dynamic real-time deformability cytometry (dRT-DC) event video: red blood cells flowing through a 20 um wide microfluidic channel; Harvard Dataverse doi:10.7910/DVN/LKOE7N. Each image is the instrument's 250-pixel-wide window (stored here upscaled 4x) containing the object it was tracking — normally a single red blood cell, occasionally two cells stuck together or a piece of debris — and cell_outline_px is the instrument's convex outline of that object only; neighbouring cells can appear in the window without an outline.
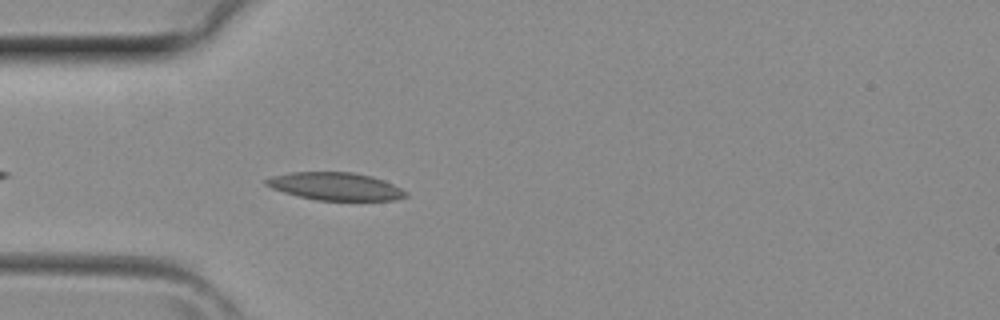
{"species": "common noctule bat (a hibernating species)", "species_latin": "Nyctalus noctula", "temperature_condition": "room temperature", "stored_images_in_passage": 2, "camera_frame_rate_fps": 3000, "um_per_image_px": 0.085, "animal": {"sex": "female", "body_mass_g": 29.2, "forearm_length_mm": 56.3}, "frame": {"image": 1, "passage_image": 2, "time_ms": 0.333, "image_size_px": [1000, 320], "cell_outline_px": [[408, 196], [392, 200], [316, 200], [284, 192], [272, 188], [264, 184], [264, 180], [272, 176], [288, 172], [352, 172], [372, 176], [392, 184], [408, 192]], "centroid_in_image_um": [28.49, 15.83], "position_along_channel_um": 56.5, "area_um2": 22.43}}